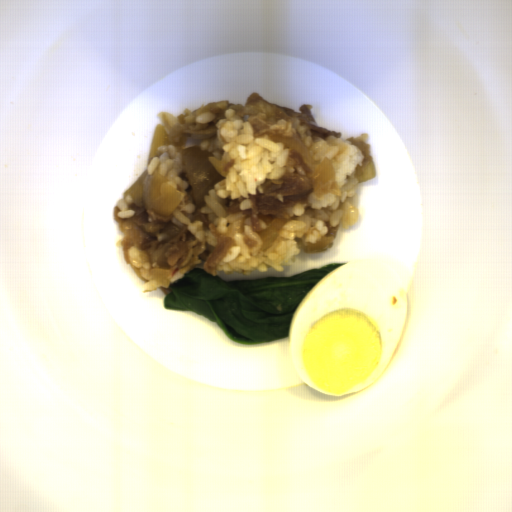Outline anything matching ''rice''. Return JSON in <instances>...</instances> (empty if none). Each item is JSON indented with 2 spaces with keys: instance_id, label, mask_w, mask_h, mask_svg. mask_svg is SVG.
Masks as SVG:
<instances>
[{
  "instance_id": "obj_1",
  "label": "rice",
  "mask_w": 512,
  "mask_h": 512,
  "mask_svg": "<svg viewBox=\"0 0 512 512\" xmlns=\"http://www.w3.org/2000/svg\"><path fill=\"white\" fill-rule=\"evenodd\" d=\"M224 116L214 123L216 132L213 134L183 135L177 131L181 123L175 116L166 111L158 112L156 118L164 126L168 139L164 145L157 146L161 153L151 158L146 168L148 176L157 170L167 183L183 193L184 198L172 214L186 223L197 241L216 247L223 237H234V246L228 249L214 271L249 276L254 270L268 272L270 267L281 273L284 266L294 264V257L303 251L296 238L312 246L328 235L326 222L347 230L360 221L359 209L350 200L362 182L354 176L356 164L362 166L361 160L365 157L360 148L345 140L347 138L334 135L314 143L312 137L305 136L307 127H301L300 120L287 123L281 119L276 125H270V132L285 136L298 132L317 160L322 157L332 160L342 195L335 197L329 193L327 198L317 199L313 192L309 193L307 202L293 204L291 218L281 226L272 246L260 251L263 238L253 231L251 216L243 211L230 213L225 201L227 197L247 198L258 190L262 194L266 181L283 177L291 150L271 140L267 134L255 137L249 115L238 117L233 108H227ZM190 145L213 152L216 156L209 158L225 176L198 205L193 200L191 185L184 178V165L180 160L182 150Z\"/></svg>"
},
{
  "instance_id": "obj_2",
  "label": "rice",
  "mask_w": 512,
  "mask_h": 512,
  "mask_svg": "<svg viewBox=\"0 0 512 512\" xmlns=\"http://www.w3.org/2000/svg\"><path fill=\"white\" fill-rule=\"evenodd\" d=\"M127 256L135 269L140 270L143 278L148 280L147 282H144L142 292H153L158 288L171 289L170 286H163L155 282L154 277L152 276V269L154 267L149 255L142 247L130 245L127 250Z\"/></svg>"
},
{
  "instance_id": "obj_3",
  "label": "rice",
  "mask_w": 512,
  "mask_h": 512,
  "mask_svg": "<svg viewBox=\"0 0 512 512\" xmlns=\"http://www.w3.org/2000/svg\"><path fill=\"white\" fill-rule=\"evenodd\" d=\"M116 206H118L121 211L117 212V217L121 220H129L133 218L136 214L133 208H127V203L124 202L123 198L116 200Z\"/></svg>"
},
{
  "instance_id": "obj_4",
  "label": "rice",
  "mask_w": 512,
  "mask_h": 512,
  "mask_svg": "<svg viewBox=\"0 0 512 512\" xmlns=\"http://www.w3.org/2000/svg\"><path fill=\"white\" fill-rule=\"evenodd\" d=\"M164 270L168 272V279L170 283H175L179 279H182L185 274L183 269L176 265H169V267H164Z\"/></svg>"
},
{
  "instance_id": "obj_5",
  "label": "rice",
  "mask_w": 512,
  "mask_h": 512,
  "mask_svg": "<svg viewBox=\"0 0 512 512\" xmlns=\"http://www.w3.org/2000/svg\"><path fill=\"white\" fill-rule=\"evenodd\" d=\"M216 117H217L216 113L205 111L196 117L195 122L201 123V124H206L208 122H212L213 120H215Z\"/></svg>"
},
{
  "instance_id": "obj_6",
  "label": "rice",
  "mask_w": 512,
  "mask_h": 512,
  "mask_svg": "<svg viewBox=\"0 0 512 512\" xmlns=\"http://www.w3.org/2000/svg\"><path fill=\"white\" fill-rule=\"evenodd\" d=\"M258 217H259V222H260V225H261V231L264 230V229H267L271 222L278 218V217H275L274 215H265V214H262V213H259L258 212Z\"/></svg>"
},
{
  "instance_id": "obj_7",
  "label": "rice",
  "mask_w": 512,
  "mask_h": 512,
  "mask_svg": "<svg viewBox=\"0 0 512 512\" xmlns=\"http://www.w3.org/2000/svg\"><path fill=\"white\" fill-rule=\"evenodd\" d=\"M252 206V201L250 199H243L239 203V209L240 210H247Z\"/></svg>"
}]
</instances>
